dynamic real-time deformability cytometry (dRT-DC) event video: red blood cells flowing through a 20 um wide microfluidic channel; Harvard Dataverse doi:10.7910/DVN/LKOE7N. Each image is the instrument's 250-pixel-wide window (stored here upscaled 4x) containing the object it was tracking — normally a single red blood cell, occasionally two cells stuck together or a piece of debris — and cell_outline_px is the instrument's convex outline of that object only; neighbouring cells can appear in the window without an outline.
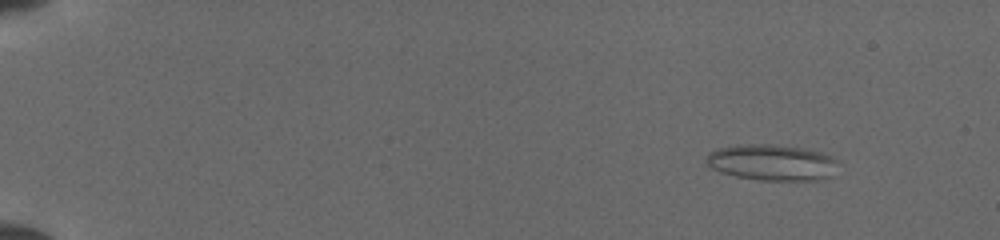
{"species": "common noctule bat (a hibernating species)", "species_latin": "Nyctalus noctula", "temperature_condition": "cold", "stored_images_in_passage": 53, "camera_frame_rate_fps": 3000, "um_per_image_px": 0.085, "animal": {"sex": "female", "body_mass_g": 19.5, "forearm_length_mm": 54.1}, "frame": {"image": 1, "passage_image": 7, "time_ms": 2.0, "image_size_px": [1000, 240], "cell_outline_px": [[840, 164], [824, 180], [760, 180], [736, 176], [720, 172], [712, 168], [704, 160], [708, 152], [716, 148], [748, 144], [772, 144], [800, 148], [820, 152], [840, 160]], "centroid_in_image_um": [65.61, 13.81], "position_along_channel_um": 19.4, "area_um2": 27.74}}
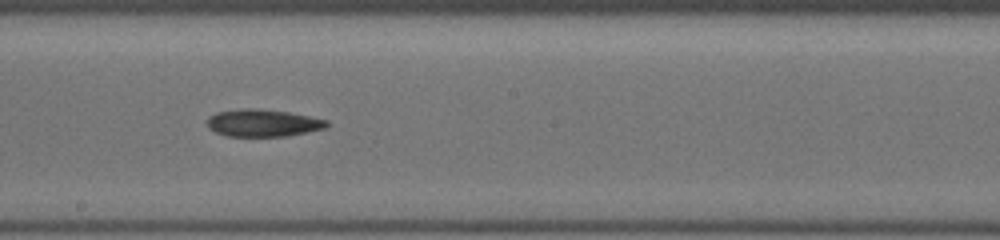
{"frame": {"image": 2, "passage_image": 29, "time_ms": 10.333, "image_size_px": [1000, 240], "cell_outline_px": [[328, 124], [324, 128], [288, 136], [228, 136], [216, 132], [208, 128], [208, 116], [216, 112], [244, 108], [256, 108], [288, 112], [328, 120]], "centroid_in_image_um": [22.32, 10.45], "position_along_channel_um": 225.9, "area_um2": 18.9}}
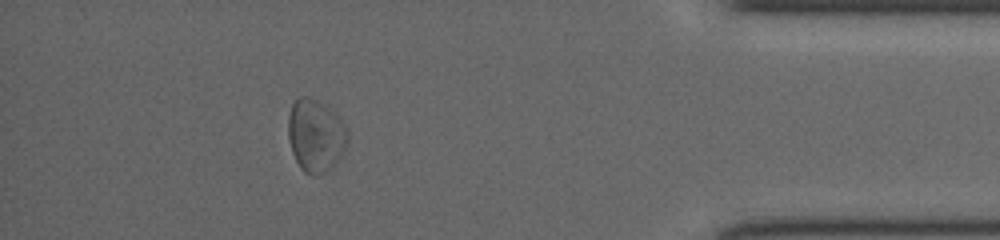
{"frame": {"image": 3, "passage_image": 48, "time_ms": 15.667, "image_size_px": [1000, 240], "cell_outline_px": [[348, 144], [344, 152], [336, 164], [324, 172], [316, 176], [312, 176], [304, 172], [300, 168], [292, 152], [288, 140], [288, 116], [292, 104], [300, 96], [304, 96], [316, 100], [332, 108], [340, 116], [348, 132]], "centroid_in_image_um": [26.85, 11.52], "position_along_channel_um": 408.4, "area_um2": 25.66}}